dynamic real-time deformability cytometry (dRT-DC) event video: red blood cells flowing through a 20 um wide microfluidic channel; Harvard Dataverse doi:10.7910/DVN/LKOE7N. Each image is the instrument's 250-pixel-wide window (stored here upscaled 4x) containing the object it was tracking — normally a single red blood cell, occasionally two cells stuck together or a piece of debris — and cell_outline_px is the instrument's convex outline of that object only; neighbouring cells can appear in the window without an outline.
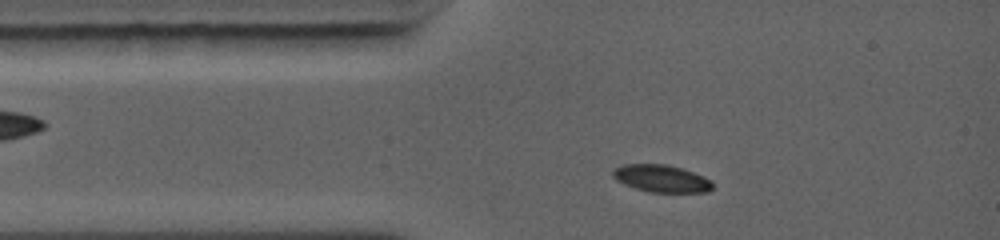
{"species": "common noctule bat (a hibernating species)", "species_latin": "Nyctalus noctula", "temperature_condition": "warm", "stored_images_in_passage": 55, "camera_frame_rate_fps": 5000, "um_per_image_px": 0.085, "animal": {"sex": "female", "body_mass_g": 19.0, "forearm_length_mm": 56.7}, "frame": {"image": 1, "passage_image": 7, "time_ms": 1.2, "image_size_px": [1000, 240], "cell_outline_px": [[712, 188], [708, 192], [648, 192], [624, 184], [616, 180], [612, 176], [612, 172], [616, 168], [624, 164], [668, 164], [684, 168], [704, 176], [712, 180]], "centroid_in_image_um": [56.24, 15.16], "position_along_channel_um": 28.8, "area_um2": 16.01}}
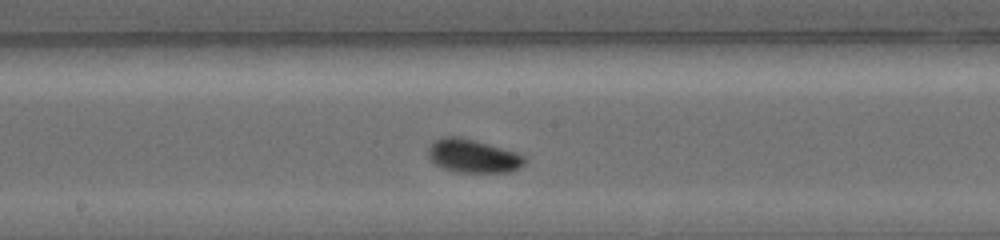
{"frame": {"image": 2, "passage_image": 29, "time_ms": 5.6, "image_size_px": [1000, 240], "cell_outline_px": [[528, 160], [520, 168], [512, 172], [456, 172], [444, 168], [436, 164], [428, 156], [428, 148], [436, 140], [444, 136], [460, 136], [516, 152], [524, 156]], "centroid_in_image_um": [40.24, 13.26], "position_along_channel_um": 208.0, "area_um2": 18.73}}
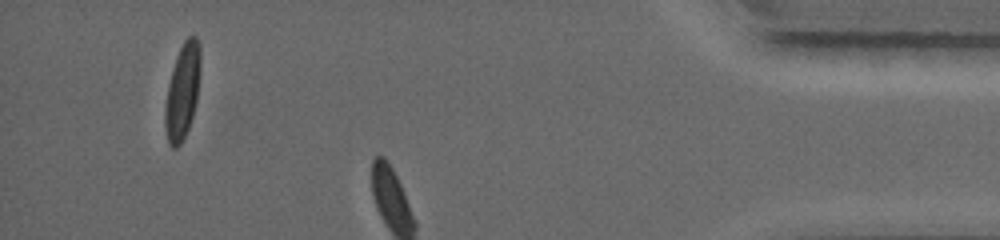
{"frame": {"image": 3, "passage_image": 55, "time_ms": 10.8, "image_size_px": [1000, 240], "cell_outline_px": [[200, 72], [196, 100], [192, 116], [188, 128], [180, 144], [176, 148], [172, 148], [168, 144], [164, 124], [164, 108], [168, 84], [172, 68], [176, 56], [184, 40], [188, 36], [196, 36], [200, 44]], "centroid_in_image_um": [15.49, 7.75], "position_along_channel_um": 419.7, "area_um2": 19.71}, "authors_computed_cell_mechanics": {"area_um2": 17.8024, "velocity_mm_per_s": 4.4056, "shape_relaxation_time_tau1_ms": 1.3099, "shape_relaxation_time_tau2_ms": null, "deformation_change_tau1": 0.0987, "deformation_change_tau2": null}}